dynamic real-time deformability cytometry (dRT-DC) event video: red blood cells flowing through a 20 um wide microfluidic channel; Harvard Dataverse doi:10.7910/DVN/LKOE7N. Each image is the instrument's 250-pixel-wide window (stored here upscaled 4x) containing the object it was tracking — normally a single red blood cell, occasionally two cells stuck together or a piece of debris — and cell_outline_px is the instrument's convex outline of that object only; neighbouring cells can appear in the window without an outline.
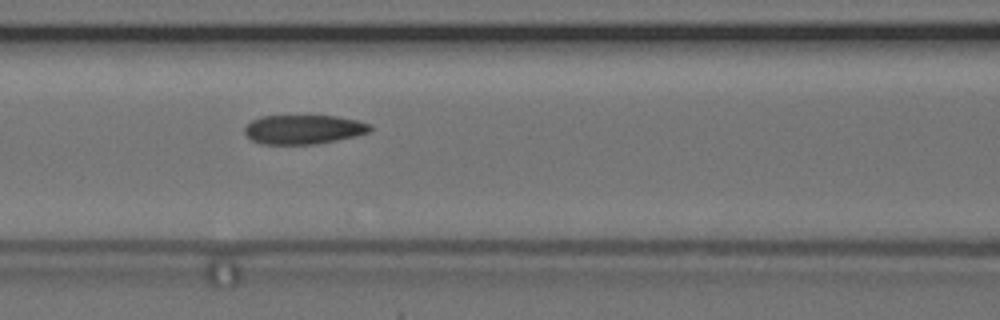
{"species": "common noctule bat (a hibernating species)", "species_latin": "Nyctalus noctula", "temperature_condition": "cold", "stored_images_in_passage": 35, "camera_frame_rate_fps": 3000, "um_per_image_px": 0.085, "animal": {"sex": "female", "body_mass_g": 24.6, "forearm_length_mm": 56.2}, "frame": {"image": 1, "passage_image": 6, "time_ms": 1.667, "image_size_px": [1000, 320], "cell_outline_px": [[372, 128], [368, 132], [356, 136], [316, 144], [260, 144], [252, 140], [244, 132], [244, 128], [252, 120], [260, 116], [336, 116], [356, 120], [372, 124]], "centroid_in_image_um": [25.8, 11.0], "position_along_channel_um": 140.8, "area_um2": 21.33}}